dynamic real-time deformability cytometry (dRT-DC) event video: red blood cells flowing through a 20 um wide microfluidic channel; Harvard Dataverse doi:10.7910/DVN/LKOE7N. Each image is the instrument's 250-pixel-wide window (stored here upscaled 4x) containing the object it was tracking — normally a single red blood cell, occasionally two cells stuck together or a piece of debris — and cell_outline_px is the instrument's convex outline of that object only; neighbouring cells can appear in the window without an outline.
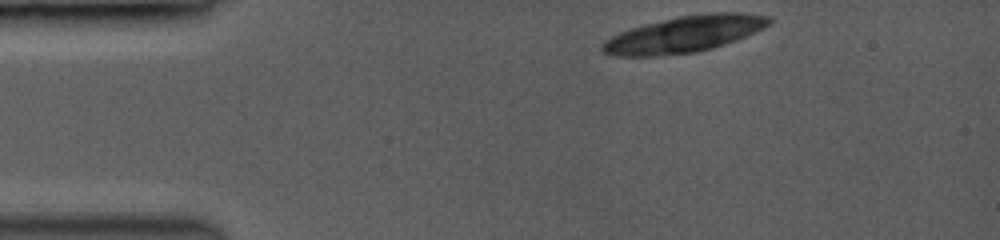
{"species": "common noctule bat (a hibernating species)", "species_latin": "Nyctalus noctula", "temperature_condition": "room temperature", "stored_images_in_passage": 46, "camera_frame_rate_fps": 3500, "um_per_image_px": 0.085, "animal": {"sex": "female", "body_mass_g": 19.0, "forearm_length_mm": 53.3}, "frame": {"image": 1, "passage_image": 1, "time_ms": 0.0, "image_size_px": [1000, 240], "cell_outline_px": [[772, 20], [768, 24], [744, 36], [708, 48], [692, 52], [652, 56], [620, 56], [604, 52], [600, 48], [612, 36], [620, 32], [632, 28], [680, 16], [716, 12], [740, 12], [768, 16]], "centroid_in_image_um": [58.15, 2.89], "position_along_channel_um": 26.9, "area_um2": 33.87}}
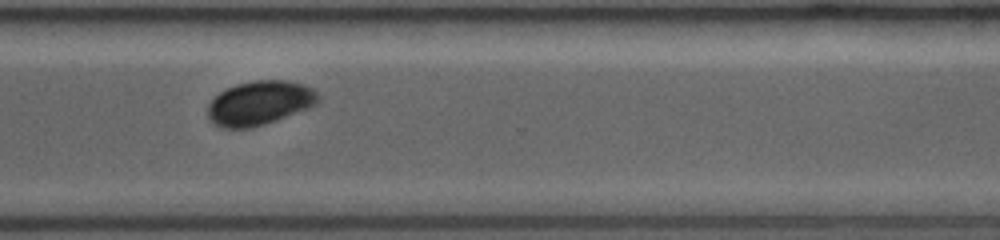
{"frame": {"image": 2, "passage_image": 35, "time_ms": 9.714, "image_size_px": [1000, 240], "cell_outline_px": [[320, 100], [316, 104], [308, 108], [276, 120], [252, 128], [220, 128], [212, 124], [208, 116], [208, 104], [220, 92], [236, 84], [256, 80], [284, 80], [300, 84], [312, 88], [320, 96]], "centroid_in_image_um": [22.05, 8.77], "position_along_channel_um": 348.6, "area_um2": 28.32}}
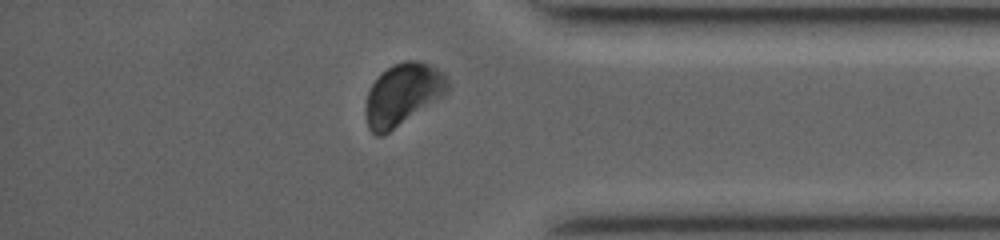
{"frame": {"image": 3, "passage_image": 40, "time_ms": 11.143, "image_size_px": [1000, 240], "cell_outline_px": [[448, 92], [444, 96], [384, 136], [376, 136], [368, 128], [364, 112], [364, 108], [368, 92], [372, 84], [392, 64], [404, 60], [416, 60], [436, 68], [448, 80]], "centroid_in_image_um": [34.21, 8.07], "position_along_channel_um": 401.0, "area_um2": 29.59}}